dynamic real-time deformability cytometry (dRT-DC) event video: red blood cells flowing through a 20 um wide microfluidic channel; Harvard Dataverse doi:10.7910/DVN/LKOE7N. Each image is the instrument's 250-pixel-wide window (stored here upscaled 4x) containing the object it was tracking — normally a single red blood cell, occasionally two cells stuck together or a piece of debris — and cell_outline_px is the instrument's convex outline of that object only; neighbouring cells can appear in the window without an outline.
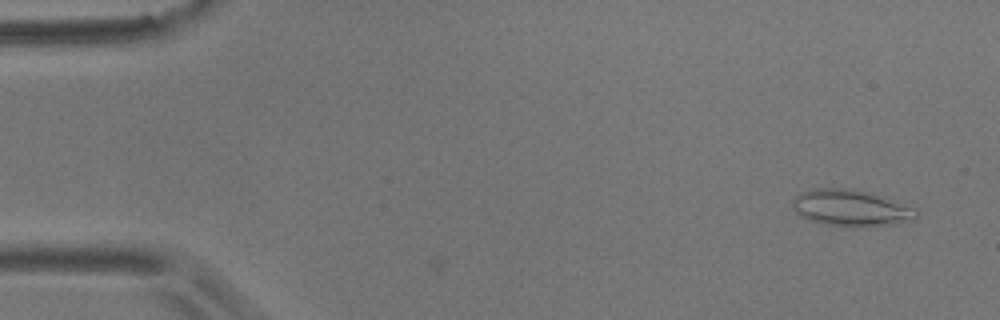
{"species": "common noctule bat (a hibernating species)", "species_latin": "Nyctalus noctula", "temperature_condition": "room temperature", "stored_images_in_passage": 4, "camera_frame_rate_fps": 3000, "um_per_image_px": 0.085, "animal": {"sex": "male", "body_mass_g": 17.9}, "frame": {"image": 1, "passage_image": 1, "time_ms": 0.0, "image_size_px": [1000, 320], "cell_outline_px": [[920, 212], [916, 220], [896, 224], [824, 224], [808, 220], [800, 216], [792, 208], [792, 200], [800, 192], [816, 188], [852, 188], [884, 196], [896, 200], [916, 208]], "centroid_in_image_um": [72.36, 17.63], "position_along_channel_um": 12.6, "area_um2": 26.07}}